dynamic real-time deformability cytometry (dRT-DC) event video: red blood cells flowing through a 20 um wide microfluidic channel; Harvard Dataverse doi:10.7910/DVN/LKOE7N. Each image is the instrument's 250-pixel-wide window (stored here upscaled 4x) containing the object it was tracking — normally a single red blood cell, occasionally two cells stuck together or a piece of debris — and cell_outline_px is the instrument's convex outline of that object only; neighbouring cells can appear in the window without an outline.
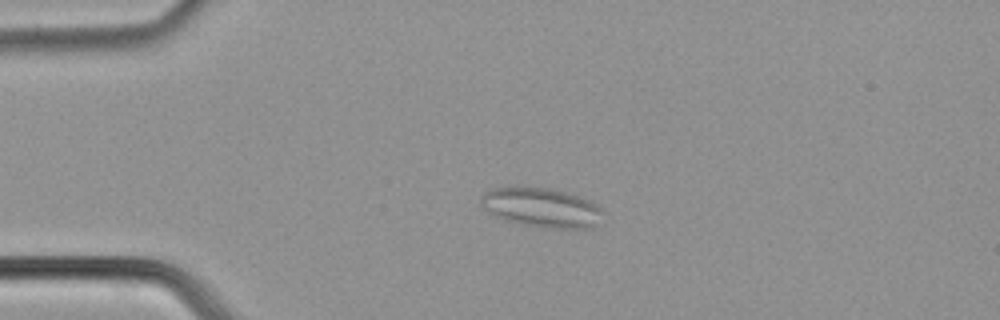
{"species": "common noctule bat (a hibernating species)", "species_latin": "Nyctalus noctula", "temperature_condition": "cold", "stored_images_in_passage": 43, "segment_of_instrument_passage": [1, 2], "camera_frame_rate_fps": 3000, "um_per_image_px": 0.085, "animal": {"sex": "male", "body_mass_g": 21.5, "forearm_length_mm": 52.0}, "frame": {"image": 1, "passage_image": 5, "time_ms": 1.333, "image_size_px": [1000, 320], "cell_outline_px": [[604, 212], [596, 224], [592, 228], [548, 228], [516, 224], [504, 220], [488, 212], [480, 204], [480, 196], [484, 192], [492, 188], [524, 184], [552, 188], [592, 200]], "centroid_in_image_um": [45.97, 17.6], "position_along_channel_um": 39.0, "area_um2": 28.96}}